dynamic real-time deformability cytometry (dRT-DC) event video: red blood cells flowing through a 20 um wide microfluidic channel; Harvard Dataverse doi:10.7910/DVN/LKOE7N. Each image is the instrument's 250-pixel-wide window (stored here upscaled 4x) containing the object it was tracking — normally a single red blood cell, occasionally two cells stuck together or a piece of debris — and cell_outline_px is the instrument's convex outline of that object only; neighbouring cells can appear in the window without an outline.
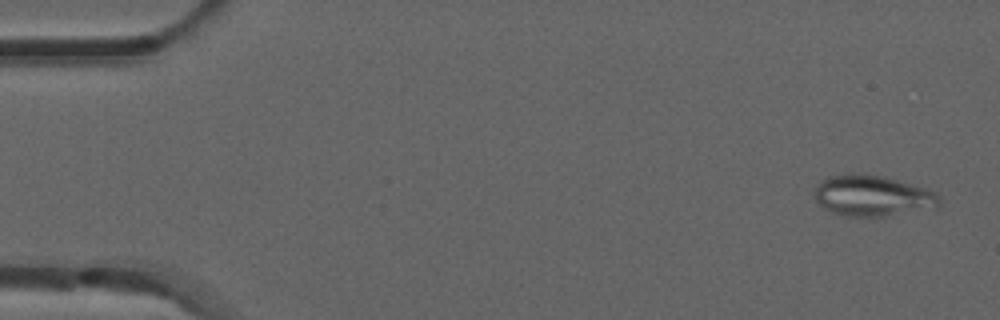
{"species": "common noctule bat (a hibernating species)", "species_latin": "Nyctalus noctula", "temperature_condition": "room temperature", "stored_images_in_passage": 52, "camera_frame_rate_fps": 3000, "um_per_image_px": 0.085, "animal": {"sex": "male", "forearm_length_mm": 52.5}, "frame": {"image": 1, "passage_image": 2, "time_ms": 0.333, "image_size_px": [1000, 320], "cell_outline_px": [[940, 208], [888, 216], [844, 216], [832, 212], [824, 208], [812, 196], [820, 180], [828, 176], [848, 172], [864, 172], [884, 176], [928, 188], [936, 192], [940, 196]], "centroid_in_image_um": [74.19, 16.62], "position_along_channel_um": 10.8, "area_um2": 30.75}}
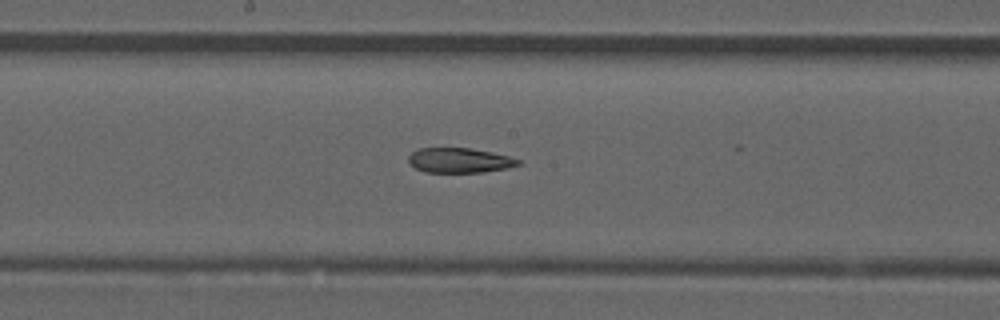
{"frame": {"image": 2, "passage_image": 27, "time_ms": 8.667, "image_size_px": [1000, 320], "cell_outline_px": [[520, 164], [508, 168], [484, 172], [424, 172], [408, 164], [408, 156], [412, 152], [420, 148], [472, 148], [492, 152], [508, 156], [520, 160]], "centroid_in_image_um": [39.04, 13.63], "position_along_channel_um": 209.2, "area_um2": 15.95}}
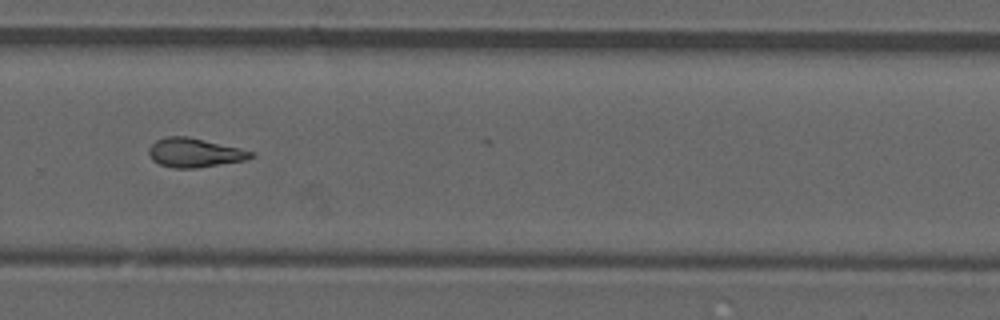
{"frame": {"image": 3, "passage_image": 35, "time_ms": 11.333, "image_size_px": [1000, 320], "cell_outline_px": [[256, 156], [244, 160], [196, 168], [176, 168], [160, 164], [152, 160], [148, 152], [148, 148], [156, 140], [164, 136], [188, 136], [240, 148], [256, 152]], "centroid_in_image_um": [16.54, 12.97], "position_along_channel_um": 313.3, "area_um2": 17.34}, "authors_computed_cell_mechanics": {"area_um2": 17.4845, "velocity_mm_per_s": 3.9226, "shape_relaxation_time_tau1_ms": null, "shape_relaxation_time_tau2_ms": 4.4767, "deformation_change_tau1": null, "deformation_change_tau2": 0.142}}